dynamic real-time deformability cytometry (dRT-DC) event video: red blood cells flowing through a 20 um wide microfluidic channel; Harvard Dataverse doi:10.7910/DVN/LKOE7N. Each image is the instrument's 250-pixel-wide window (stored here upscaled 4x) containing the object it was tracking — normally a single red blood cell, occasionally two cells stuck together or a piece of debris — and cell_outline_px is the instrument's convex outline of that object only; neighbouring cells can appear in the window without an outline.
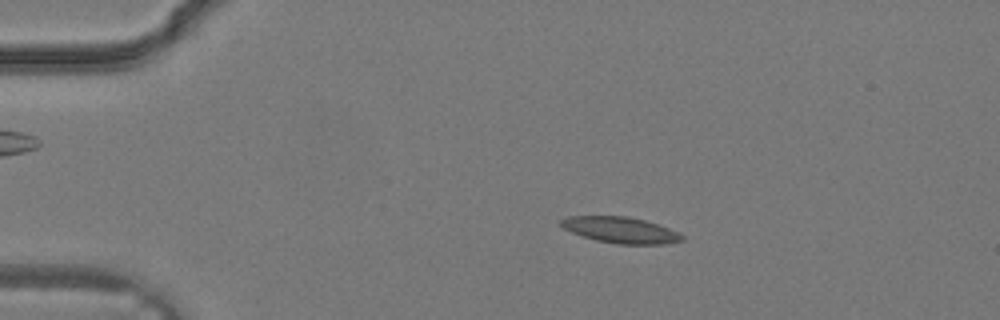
{"species": "common noctule bat (a hibernating species)", "species_latin": "Nyctalus noctula", "temperature_condition": "warm", "stored_images_in_passage": 33, "camera_frame_rate_fps": 3000, "um_per_image_px": 0.085, "animal": {"sex": "male", "body_mass_g": 19.2, "forearm_length_mm": 51.8}, "frame": {"image": 1, "passage_image": 6, "time_ms": 1.667, "image_size_px": [1000, 320], "cell_outline_px": [[684, 240], [664, 244], [616, 244], [596, 240], [572, 232], [564, 228], [560, 224], [560, 220], [568, 216], [628, 216], [644, 220], [680, 232], [684, 236]], "centroid_in_image_um": [52.77, 19.55], "position_along_channel_um": 32.2, "area_um2": 18.32}}
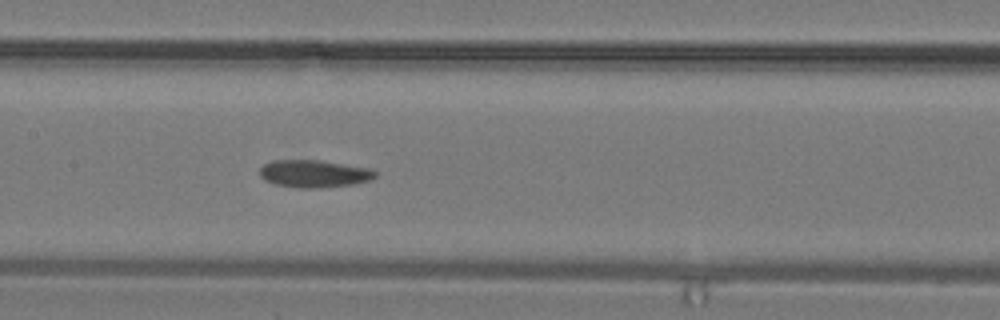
{"frame": {"image": 2, "passage_image": 16, "time_ms": 5.0, "image_size_px": [1000, 320], "cell_outline_px": [[376, 176], [368, 180], [352, 184], [320, 188], [300, 188], [276, 184], [264, 180], [260, 176], [260, 168], [264, 164], [272, 160], [320, 160], [372, 168], [376, 172]], "centroid_in_image_um": [26.69, 14.75], "position_along_channel_um": 180.7, "area_um2": 18.5}}
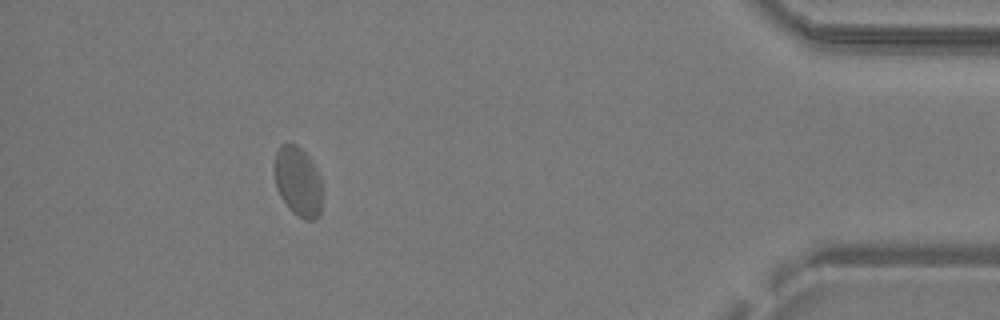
{"frame": {"image": 3, "passage_image": 30, "time_ms": 9.667, "image_size_px": [1000, 320], "cell_outline_px": [[324, 188], [320, 212], [312, 220], [304, 220], [292, 212], [288, 208], [280, 196], [276, 188], [276, 152], [280, 144], [296, 144], [308, 156], [320, 176]], "centroid_in_image_um": [25.37, 15.46], "position_along_channel_um": 409.8, "area_um2": 19.42}}